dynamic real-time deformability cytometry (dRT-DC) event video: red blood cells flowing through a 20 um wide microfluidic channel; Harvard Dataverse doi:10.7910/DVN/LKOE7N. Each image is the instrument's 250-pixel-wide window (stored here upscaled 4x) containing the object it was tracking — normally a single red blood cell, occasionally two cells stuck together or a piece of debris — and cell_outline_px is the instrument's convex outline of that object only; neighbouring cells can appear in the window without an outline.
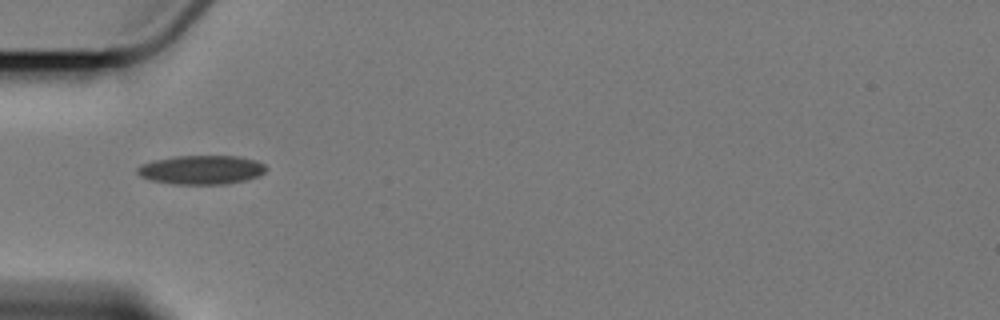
{"species": "Egyptian fruit bat (a non-hibernating species)", "species_latin": "Rousettus aegyptiacus", "temperature_condition": "cold", "stored_images_in_passage": 6, "camera_frame_rate_fps": 3000, "um_per_image_px": 0.085, "animal": {"sex": "female"}, "frame": {"image": 1, "passage_image": 1, "time_ms": 0.0, "image_size_px": [1000, 320], "cell_outline_px": [[264, 172], [256, 176], [244, 180], [224, 184], [172, 184], [148, 180], [140, 176], [136, 172], [136, 168], [140, 164], [152, 160], [176, 156], [240, 156], [256, 160], [264, 164]], "centroid_in_image_um": [17.03, 14.43], "position_along_channel_um": 68.0, "area_um2": 21.79}}
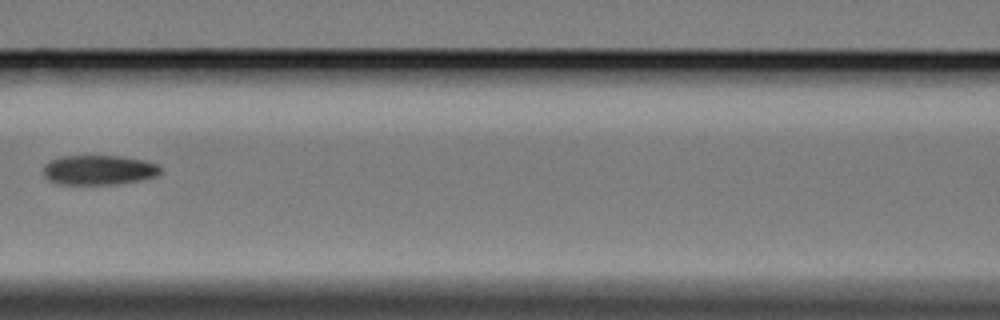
{"frame": {"image": 2, "passage_image": 3, "time_ms": 2.667, "image_size_px": [1000, 320], "cell_outline_px": [[160, 172], [156, 176], [116, 184], [60, 184], [48, 180], [44, 176], [44, 164], [60, 156], [120, 156], [144, 160], [160, 164]], "centroid_in_image_um": [8.39, 14.44], "position_along_channel_um": 158.2, "area_um2": 20.17}}
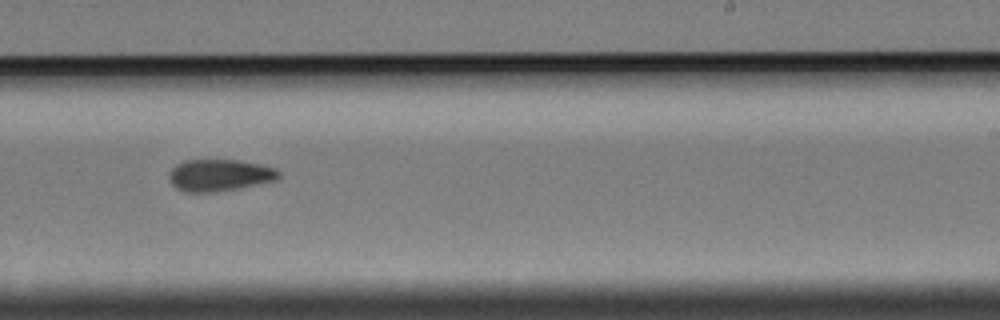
{"frame": {"image": 3, "passage_image": 6, "time_ms": 6.0, "image_size_px": [1000, 320], "cell_outline_px": [[280, 176], [276, 180], [216, 192], [184, 192], [176, 188], [172, 184], [172, 168], [176, 164], [184, 160], [240, 160], [260, 164], [276, 168], [280, 172]], "centroid_in_image_um": [18.69, 14.88], "position_along_channel_um": 270.3, "area_um2": 20.11}}